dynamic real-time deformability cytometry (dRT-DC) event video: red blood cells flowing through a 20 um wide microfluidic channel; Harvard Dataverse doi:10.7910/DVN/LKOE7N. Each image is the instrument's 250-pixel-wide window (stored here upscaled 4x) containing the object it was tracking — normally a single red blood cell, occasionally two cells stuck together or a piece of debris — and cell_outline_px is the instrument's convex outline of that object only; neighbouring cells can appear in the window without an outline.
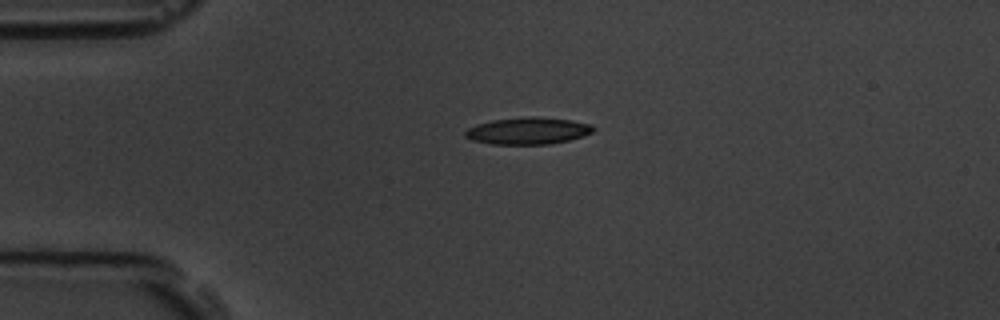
{"species": "common noctule bat (a hibernating species)", "species_latin": "Nyctalus noctula", "temperature_condition": "room temperature", "stored_images_in_passage": 2, "camera_frame_rate_fps": 3000, "um_per_image_px": 0.085, "animal": {"sex": "male", "body_mass_g": 19.5, "forearm_length_mm": 54.6}, "frame": {"image": 1, "passage_image": 1, "time_ms": 0.0, "image_size_px": [1000, 320], "cell_outline_px": [[596, 128], [592, 132], [584, 136], [568, 140], [548, 144], [492, 144], [472, 140], [464, 136], [464, 132], [468, 128], [476, 124], [492, 120], [528, 116], [536, 116], [572, 120], [592, 124]], "centroid_in_image_um": [44.89, 11.11], "position_along_channel_um": 40.1, "area_um2": 20.23}}